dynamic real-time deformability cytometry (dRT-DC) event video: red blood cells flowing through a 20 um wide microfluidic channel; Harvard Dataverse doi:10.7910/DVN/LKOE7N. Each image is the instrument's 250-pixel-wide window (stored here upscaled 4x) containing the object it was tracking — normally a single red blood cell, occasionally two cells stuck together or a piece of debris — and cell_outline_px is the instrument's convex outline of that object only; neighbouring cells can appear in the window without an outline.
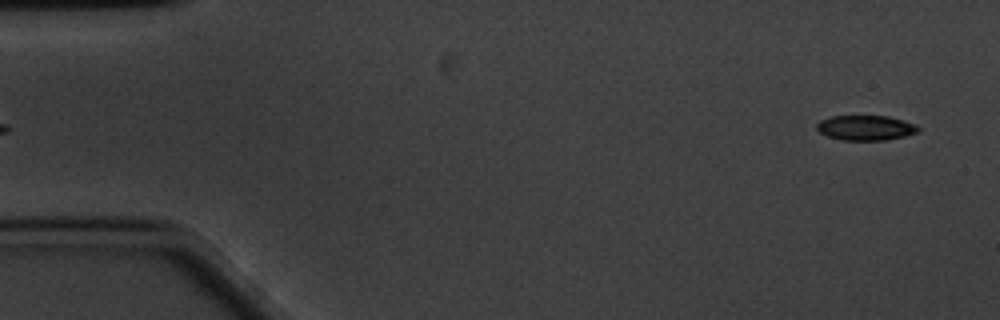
{"species": "common noctule bat (a hibernating species)", "species_latin": "Nyctalus noctula", "temperature_condition": "cold", "stored_images_in_passage": 58, "camera_frame_rate_fps": 3000, "um_per_image_px": 0.085, "animal": {"sex": "male", "body_mass_g": 20.1, "forearm_length_mm": 53.5}, "frame": {"image": 1, "passage_image": 2, "time_ms": 0.333, "image_size_px": [1000, 320], "cell_outline_px": [[920, 132], [904, 136], [884, 140], [840, 140], [828, 136], [820, 132], [816, 128], [816, 124], [820, 120], [832, 116], [888, 116], [904, 120], [916, 124], [920, 128]], "centroid_in_image_um": [73.6, 10.86], "position_along_channel_um": 11.4, "area_um2": 14.85}}
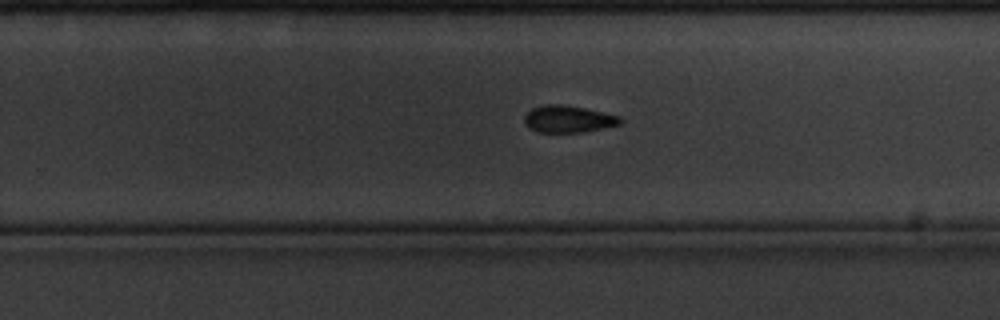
{"frame": {"image": 2, "passage_image": 36, "time_ms": 11.667, "image_size_px": [1000, 320], "cell_outline_px": [[624, 120], [620, 124], [584, 132], [536, 132], [528, 128], [524, 120], [524, 116], [532, 108], [544, 104], [560, 104], [584, 108], [620, 116]], "centroid_in_image_um": [48.29, 10.12], "position_along_channel_um": 281.5, "area_um2": 15.09}}
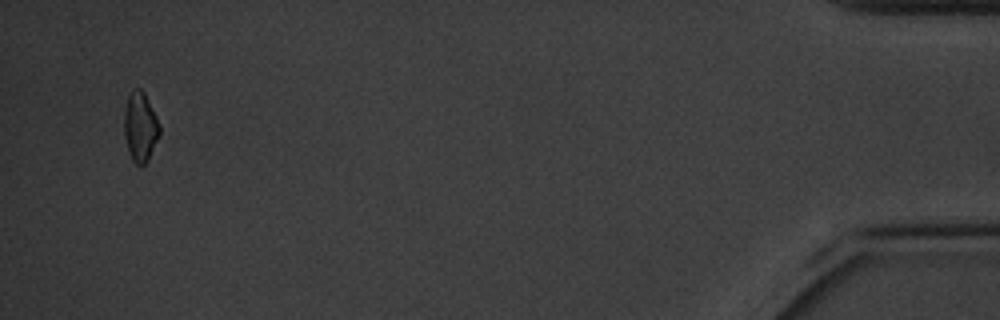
{"frame": {"image": 3, "passage_image": 56, "time_ms": 18.333, "image_size_px": [1000, 320], "cell_outline_px": [[160, 136], [148, 160], [144, 164], [136, 164], [132, 160], [128, 152], [124, 136], [124, 108], [128, 96], [132, 88], [140, 88], [144, 92], [160, 124]], "centroid_in_image_um": [11.92, 10.77], "position_along_channel_um": 423.3, "area_um2": 14.57}, "authors_computed_cell_mechanics": {"area_um2": 15.606, "velocity_mm_per_s": 3.3665, "shape_relaxation_time_tau1_ms": 3.3695, "shape_relaxation_time_tau2_ms": null, "deformation_change_tau1": 0.0867, "deformation_change_tau2": null}}